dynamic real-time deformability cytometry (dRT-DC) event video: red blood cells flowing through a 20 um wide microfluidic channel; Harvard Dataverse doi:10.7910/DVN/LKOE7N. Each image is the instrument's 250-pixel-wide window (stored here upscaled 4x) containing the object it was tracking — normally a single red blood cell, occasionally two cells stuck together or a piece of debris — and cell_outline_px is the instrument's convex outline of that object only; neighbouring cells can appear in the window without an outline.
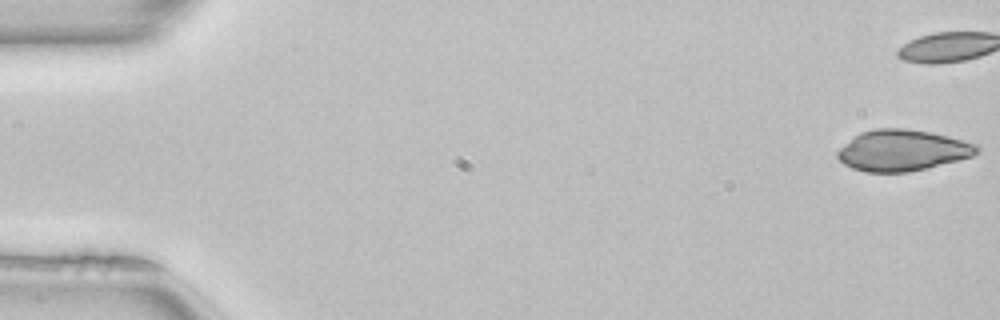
{"species": "common noctule bat (a hibernating species)", "species_latin": "Nyctalus noctula", "temperature_condition": "room temperature", "stored_images_in_passage": 9, "camera_frame_rate_fps": 3000, "um_per_image_px": 0.085, "animal": {"sex": "female", "body_mass_g": 22.7, "forearm_length_mm": 54.2}, "frame": {"image": 1, "passage_image": 1, "time_ms": 0.0, "image_size_px": [1000, 320], "cell_outline_px": [[980, 152], [972, 156], [908, 172], [864, 172], [852, 168], [844, 164], [836, 156], [836, 152], [840, 148], [860, 132], [872, 128], [904, 128], [932, 132], [948, 136], [976, 144], [980, 148]], "centroid_in_image_um": [76.68, 12.77], "position_along_channel_um": 8.3, "area_um2": 33.23}}